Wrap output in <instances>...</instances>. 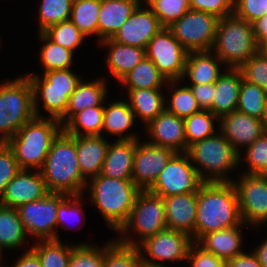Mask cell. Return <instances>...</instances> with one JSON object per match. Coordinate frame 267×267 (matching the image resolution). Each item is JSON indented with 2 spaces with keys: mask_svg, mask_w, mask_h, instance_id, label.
Masks as SVG:
<instances>
[{
  "mask_svg": "<svg viewBox=\"0 0 267 267\" xmlns=\"http://www.w3.org/2000/svg\"><path fill=\"white\" fill-rule=\"evenodd\" d=\"M195 242L204 234L242 222L238 195L232 182H204L197 191Z\"/></svg>",
  "mask_w": 267,
  "mask_h": 267,
  "instance_id": "obj_1",
  "label": "cell"
},
{
  "mask_svg": "<svg viewBox=\"0 0 267 267\" xmlns=\"http://www.w3.org/2000/svg\"><path fill=\"white\" fill-rule=\"evenodd\" d=\"M137 1H138L139 3H142L141 0H137ZM144 1H145L144 3H146L148 0H144Z\"/></svg>",
  "mask_w": 267,
  "mask_h": 267,
  "instance_id": "obj_61",
  "label": "cell"
},
{
  "mask_svg": "<svg viewBox=\"0 0 267 267\" xmlns=\"http://www.w3.org/2000/svg\"><path fill=\"white\" fill-rule=\"evenodd\" d=\"M121 235L123 237L121 236L117 240L125 245L137 246L144 266L150 267H165V265L159 263L161 260L173 262L186 260L189 248L193 243L192 238L188 234L168 228L145 238L142 242H135L130 236ZM142 250L150 259L144 256Z\"/></svg>",
  "mask_w": 267,
  "mask_h": 267,
  "instance_id": "obj_9",
  "label": "cell"
},
{
  "mask_svg": "<svg viewBox=\"0 0 267 267\" xmlns=\"http://www.w3.org/2000/svg\"><path fill=\"white\" fill-rule=\"evenodd\" d=\"M109 145L102 135L76 136L78 165L85 180L100 174Z\"/></svg>",
  "mask_w": 267,
  "mask_h": 267,
  "instance_id": "obj_22",
  "label": "cell"
},
{
  "mask_svg": "<svg viewBox=\"0 0 267 267\" xmlns=\"http://www.w3.org/2000/svg\"><path fill=\"white\" fill-rule=\"evenodd\" d=\"M242 72L239 68H228L215 82L214 102L209 110L218 118L230 114L237 109Z\"/></svg>",
  "mask_w": 267,
  "mask_h": 267,
  "instance_id": "obj_23",
  "label": "cell"
},
{
  "mask_svg": "<svg viewBox=\"0 0 267 267\" xmlns=\"http://www.w3.org/2000/svg\"><path fill=\"white\" fill-rule=\"evenodd\" d=\"M242 224L244 227L245 223L242 221L234 227L206 233L196 243L205 251L213 253L225 261L231 259L243 253L240 250L242 244Z\"/></svg>",
  "mask_w": 267,
  "mask_h": 267,
  "instance_id": "obj_27",
  "label": "cell"
},
{
  "mask_svg": "<svg viewBox=\"0 0 267 267\" xmlns=\"http://www.w3.org/2000/svg\"><path fill=\"white\" fill-rule=\"evenodd\" d=\"M192 267H226V261L205 251L196 242L191 244L187 259Z\"/></svg>",
  "mask_w": 267,
  "mask_h": 267,
  "instance_id": "obj_51",
  "label": "cell"
},
{
  "mask_svg": "<svg viewBox=\"0 0 267 267\" xmlns=\"http://www.w3.org/2000/svg\"><path fill=\"white\" fill-rule=\"evenodd\" d=\"M51 41L74 51L84 40L83 33L70 21L53 25L43 32Z\"/></svg>",
  "mask_w": 267,
  "mask_h": 267,
  "instance_id": "obj_43",
  "label": "cell"
},
{
  "mask_svg": "<svg viewBox=\"0 0 267 267\" xmlns=\"http://www.w3.org/2000/svg\"><path fill=\"white\" fill-rule=\"evenodd\" d=\"M260 51L267 56V41L260 47Z\"/></svg>",
  "mask_w": 267,
  "mask_h": 267,
  "instance_id": "obj_59",
  "label": "cell"
},
{
  "mask_svg": "<svg viewBox=\"0 0 267 267\" xmlns=\"http://www.w3.org/2000/svg\"><path fill=\"white\" fill-rule=\"evenodd\" d=\"M212 52H188L183 78H190L191 84L215 83L222 74L219 64L223 62Z\"/></svg>",
  "mask_w": 267,
  "mask_h": 267,
  "instance_id": "obj_29",
  "label": "cell"
},
{
  "mask_svg": "<svg viewBox=\"0 0 267 267\" xmlns=\"http://www.w3.org/2000/svg\"><path fill=\"white\" fill-rule=\"evenodd\" d=\"M163 201L167 228L188 234L195 243L197 193L163 197Z\"/></svg>",
  "mask_w": 267,
  "mask_h": 267,
  "instance_id": "obj_20",
  "label": "cell"
},
{
  "mask_svg": "<svg viewBox=\"0 0 267 267\" xmlns=\"http://www.w3.org/2000/svg\"><path fill=\"white\" fill-rule=\"evenodd\" d=\"M20 170L13 150L7 143H0V200L7 184Z\"/></svg>",
  "mask_w": 267,
  "mask_h": 267,
  "instance_id": "obj_48",
  "label": "cell"
},
{
  "mask_svg": "<svg viewBox=\"0 0 267 267\" xmlns=\"http://www.w3.org/2000/svg\"><path fill=\"white\" fill-rule=\"evenodd\" d=\"M35 117L33 89L27 76L0 85V143H7Z\"/></svg>",
  "mask_w": 267,
  "mask_h": 267,
  "instance_id": "obj_7",
  "label": "cell"
},
{
  "mask_svg": "<svg viewBox=\"0 0 267 267\" xmlns=\"http://www.w3.org/2000/svg\"><path fill=\"white\" fill-rule=\"evenodd\" d=\"M26 234L17 208L0 204V247L16 249L24 244Z\"/></svg>",
  "mask_w": 267,
  "mask_h": 267,
  "instance_id": "obj_33",
  "label": "cell"
},
{
  "mask_svg": "<svg viewBox=\"0 0 267 267\" xmlns=\"http://www.w3.org/2000/svg\"><path fill=\"white\" fill-rule=\"evenodd\" d=\"M2 249L3 248L0 247V260H1V256H2ZM0 263H1V261H0Z\"/></svg>",
  "mask_w": 267,
  "mask_h": 267,
  "instance_id": "obj_60",
  "label": "cell"
},
{
  "mask_svg": "<svg viewBox=\"0 0 267 267\" xmlns=\"http://www.w3.org/2000/svg\"><path fill=\"white\" fill-rule=\"evenodd\" d=\"M226 267H263L260 264L257 254L252 251L248 254L243 252L238 256H234L231 259L226 260Z\"/></svg>",
  "mask_w": 267,
  "mask_h": 267,
  "instance_id": "obj_54",
  "label": "cell"
},
{
  "mask_svg": "<svg viewBox=\"0 0 267 267\" xmlns=\"http://www.w3.org/2000/svg\"><path fill=\"white\" fill-rule=\"evenodd\" d=\"M187 55L188 52L166 27L149 41L146 48V56L167 81L180 82L185 72Z\"/></svg>",
  "mask_w": 267,
  "mask_h": 267,
  "instance_id": "obj_13",
  "label": "cell"
},
{
  "mask_svg": "<svg viewBox=\"0 0 267 267\" xmlns=\"http://www.w3.org/2000/svg\"><path fill=\"white\" fill-rule=\"evenodd\" d=\"M239 69L245 81L267 91V56L261 51L250 57Z\"/></svg>",
  "mask_w": 267,
  "mask_h": 267,
  "instance_id": "obj_47",
  "label": "cell"
},
{
  "mask_svg": "<svg viewBox=\"0 0 267 267\" xmlns=\"http://www.w3.org/2000/svg\"><path fill=\"white\" fill-rule=\"evenodd\" d=\"M30 169H21L7 184L0 204L18 208L28 202H34L46 196L49 191L46 188L42 173H31Z\"/></svg>",
  "mask_w": 267,
  "mask_h": 267,
  "instance_id": "obj_18",
  "label": "cell"
},
{
  "mask_svg": "<svg viewBox=\"0 0 267 267\" xmlns=\"http://www.w3.org/2000/svg\"><path fill=\"white\" fill-rule=\"evenodd\" d=\"M192 10L203 11L218 18L234 14V0H189Z\"/></svg>",
  "mask_w": 267,
  "mask_h": 267,
  "instance_id": "obj_50",
  "label": "cell"
},
{
  "mask_svg": "<svg viewBox=\"0 0 267 267\" xmlns=\"http://www.w3.org/2000/svg\"><path fill=\"white\" fill-rule=\"evenodd\" d=\"M136 145L137 139L110 143L100 174L116 179H132Z\"/></svg>",
  "mask_w": 267,
  "mask_h": 267,
  "instance_id": "obj_24",
  "label": "cell"
},
{
  "mask_svg": "<svg viewBox=\"0 0 267 267\" xmlns=\"http://www.w3.org/2000/svg\"><path fill=\"white\" fill-rule=\"evenodd\" d=\"M16 261L13 267H42L37 254L31 248Z\"/></svg>",
  "mask_w": 267,
  "mask_h": 267,
  "instance_id": "obj_56",
  "label": "cell"
},
{
  "mask_svg": "<svg viewBox=\"0 0 267 267\" xmlns=\"http://www.w3.org/2000/svg\"><path fill=\"white\" fill-rule=\"evenodd\" d=\"M75 246L63 245L60 239H54L40 240L31 249L37 254L42 267H68Z\"/></svg>",
  "mask_w": 267,
  "mask_h": 267,
  "instance_id": "obj_36",
  "label": "cell"
},
{
  "mask_svg": "<svg viewBox=\"0 0 267 267\" xmlns=\"http://www.w3.org/2000/svg\"><path fill=\"white\" fill-rule=\"evenodd\" d=\"M151 141L148 143L168 147L175 152H186L184 118L168 112L166 109L146 125Z\"/></svg>",
  "mask_w": 267,
  "mask_h": 267,
  "instance_id": "obj_19",
  "label": "cell"
},
{
  "mask_svg": "<svg viewBox=\"0 0 267 267\" xmlns=\"http://www.w3.org/2000/svg\"><path fill=\"white\" fill-rule=\"evenodd\" d=\"M105 245L97 248L90 244H76L68 267H104Z\"/></svg>",
  "mask_w": 267,
  "mask_h": 267,
  "instance_id": "obj_46",
  "label": "cell"
},
{
  "mask_svg": "<svg viewBox=\"0 0 267 267\" xmlns=\"http://www.w3.org/2000/svg\"><path fill=\"white\" fill-rule=\"evenodd\" d=\"M139 141L137 139L132 181L141 191H148L176 152L168 147Z\"/></svg>",
  "mask_w": 267,
  "mask_h": 267,
  "instance_id": "obj_16",
  "label": "cell"
},
{
  "mask_svg": "<svg viewBox=\"0 0 267 267\" xmlns=\"http://www.w3.org/2000/svg\"><path fill=\"white\" fill-rule=\"evenodd\" d=\"M82 195H67L59 204H58V211H57V227L70 221L69 219L77 220V218H82L80 214L81 211V204L79 202ZM72 199V201H71ZM81 216V217H80ZM76 218V219H75ZM68 225V224H67Z\"/></svg>",
  "mask_w": 267,
  "mask_h": 267,
  "instance_id": "obj_52",
  "label": "cell"
},
{
  "mask_svg": "<svg viewBox=\"0 0 267 267\" xmlns=\"http://www.w3.org/2000/svg\"><path fill=\"white\" fill-rule=\"evenodd\" d=\"M66 196L63 193L49 192L39 200L20 205L17 210L26 233L37 237L38 240H59L57 234L58 204Z\"/></svg>",
  "mask_w": 267,
  "mask_h": 267,
  "instance_id": "obj_12",
  "label": "cell"
},
{
  "mask_svg": "<svg viewBox=\"0 0 267 267\" xmlns=\"http://www.w3.org/2000/svg\"><path fill=\"white\" fill-rule=\"evenodd\" d=\"M177 82L167 81L147 56L120 80L127 89H160L164 83L172 87Z\"/></svg>",
  "mask_w": 267,
  "mask_h": 267,
  "instance_id": "obj_32",
  "label": "cell"
},
{
  "mask_svg": "<svg viewBox=\"0 0 267 267\" xmlns=\"http://www.w3.org/2000/svg\"><path fill=\"white\" fill-rule=\"evenodd\" d=\"M245 159L248 170L243 172L253 175H267V133L246 147Z\"/></svg>",
  "mask_w": 267,
  "mask_h": 267,
  "instance_id": "obj_44",
  "label": "cell"
},
{
  "mask_svg": "<svg viewBox=\"0 0 267 267\" xmlns=\"http://www.w3.org/2000/svg\"><path fill=\"white\" fill-rule=\"evenodd\" d=\"M212 50L228 68H240L260 51L252 23L235 14L219 19Z\"/></svg>",
  "mask_w": 267,
  "mask_h": 267,
  "instance_id": "obj_6",
  "label": "cell"
},
{
  "mask_svg": "<svg viewBox=\"0 0 267 267\" xmlns=\"http://www.w3.org/2000/svg\"><path fill=\"white\" fill-rule=\"evenodd\" d=\"M161 89H127L128 104L135 117L139 116L146 125L166 109Z\"/></svg>",
  "mask_w": 267,
  "mask_h": 267,
  "instance_id": "obj_30",
  "label": "cell"
},
{
  "mask_svg": "<svg viewBox=\"0 0 267 267\" xmlns=\"http://www.w3.org/2000/svg\"><path fill=\"white\" fill-rule=\"evenodd\" d=\"M101 0H74L70 21L85 37L95 34L98 36V18Z\"/></svg>",
  "mask_w": 267,
  "mask_h": 267,
  "instance_id": "obj_35",
  "label": "cell"
},
{
  "mask_svg": "<svg viewBox=\"0 0 267 267\" xmlns=\"http://www.w3.org/2000/svg\"><path fill=\"white\" fill-rule=\"evenodd\" d=\"M106 45L110 52L106 58V64L112 75L120 81L146 56V49L125 45L113 41L111 38L99 41Z\"/></svg>",
  "mask_w": 267,
  "mask_h": 267,
  "instance_id": "obj_28",
  "label": "cell"
},
{
  "mask_svg": "<svg viewBox=\"0 0 267 267\" xmlns=\"http://www.w3.org/2000/svg\"><path fill=\"white\" fill-rule=\"evenodd\" d=\"M261 123L263 125L264 133H267V100H266V104H265V109H264L263 117L261 119Z\"/></svg>",
  "mask_w": 267,
  "mask_h": 267,
  "instance_id": "obj_58",
  "label": "cell"
},
{
  "mask_svg": "<svg viewBox=\"0 0 267 267\" xmlns=\"http://www.w3.org/2000/svg\"><path fill=\"white\" fill-rule=\"evenodd\" d=\"M219 19L190 9L168 28L187 52L211 51Z\"/></svg>",
  "mask_w": 267,
  "mask_h": 267,
  "instance_id": "obj_10",
  "label": "cell"
},
{
  "mask_svg": "<svg viewBox=\"0 0 267 267\" xmlns=\"http://www.w3.org/2000/svg\"><path fill=\"white\" fill-rule=\"evenodd\" d=\"M134 122L135 115L127 101L112 102L109 106H104L102 136L106 131L112 135H119L118 140L138 139L135 134L127 133L122 136L124 132L132 128Z\"/></svg>",
  "mask_w": 267,
  "mask_h": 267,
  "instance_id": "obj_31",
  "label": "cell"
},
{
  "mask_svg": "<svg viewBox=\"0 0 267 267\" xmlns=\"http://www.w3.org/2000/svg\"><path fill=\"white\" fill-rule=\"evenodd\" d=\"M186 153L192 163L198 164L193 166L203 182H232L226 173L237 168L242 158L221 132L190 145Z\"/></svg>",
  "mask_w": 267,
  "mask_h": 267,
  "instance_id": "obj_5",
  "label": "cell"
},
{
  "mask_svg": "<svg viewBox=\"0 0 267 267\" xmlns=\"http://www.w3.org/2000/svg\"><path fill=\"white\" fill-rule=\"evenodd\" d=\"M26 76L30 80L33 89L36 117H42L38 113L37 106L38 99L41 98L43 99L42 108L49 113L48 117L58 120L65 114L69 97L81 80V77H78L70 69L44 72L42 78L36 74H27Z\"/></svg>",
  "mask_w": 267,
  "mask_h": 267,
  "instance_id": "obj_8",
  "label": "cell"
},
{
  "mask_svg": "<svg viewBox=\"0 0 267 267\" xmlns=\"http://www.w3.org/2000/svg\"><path fill=\"white\" fill-rule=\"evenodd\" d=\"M169 103L170 106L167 105L166 110L181 118H186L201 111L189 86L177 87V89L174 88Z\"/></svg>",
  "mask_w": 267,
  "mask_h": 267,
  "instance_id": "obj_45",
  "label": "cell"
},
{
  "mask_svg": "<svg viewBox=\"0 0 267 267\" xmlns=\"http://www.w3.org/2000/svg\"><path fill=\"white\" fill-rule=\"evenodd\" d=\"M219 121L220 132L239 153V147H248L264 133L260 119L238 110L220 117Z\"/></svg>",
  "mask_w": 267,
  "mask_h": 267,
  "instance_id": "obj_21",
  "label": "cell"
},
{
  "mask_svg": "<svg viewBox=\"0 0 267 267\" xmlns=\"http://www.w3.org/2000/svg\"><path fill=\"white\" fill-rule=\"evenodd\" d=\"M39 35L41 41L46 42L40 51V61L44 66V72L70 69L73 51L54 43L44 33H39Z\"/></svg>",
  "mask_w": 267,
  "mask_h": 267,
  "instance_id": "obj_40",
  "label": "cell"
},
{
  "mask_svg": "<svg viewBox=\"0 0 267 267\" xmlns=\"http://www.w3.org/2000/svg\"><path fill=\"white\" fill-rule=\"evenodd\" d=\"M107 96L105 80L83 82L80 80L75 91L69 97L65 114L59 119L64 126L76 113L91 107L104 106Z\"/></svg>",
  "mask_w": 267,
  "mask_h": 267,
  "instance_id": "obj_26",
  "label": "cell"
},
{
  "mask_svg": "<svg viewBox=\"0 0 267 267\" xmlns=\"http://www.w3.org/2000/svg\"><path fill=\"white\" fill-rule=\"evenodd\" d=\"M234 14L253 23L267 14V0H234Z\"/></svg>",
  "mask_w": 267,
  "mask_h": 267,
  "instance_id": "obj_49",
  "label": "cell"
},
{
  "mask_svg": "<svg viewBox=\"0 0 267 267\" xmlns=\"http://www.w3.org/2000/svg\"><path fill=\"white\" fill-rule=\"evenodd\" d=\"M197 100L201 110H210L214 102L215 83L212 84H191L189 86Z\"/></svg>",
  "mask_w": 267,
  "mask_h": 267,
  "instance_id": "obj_53",
  "label": "cell"
},
{
  "mask_svg": "<svg viewBox=\"0 0 267 267\" xmlns=\"http://www.w3.org/2000/svg\"><path fill=\"white\" fill-rule=\"evenodd\" d=\"M140 3L137 0H101L99 41L112 38Z\"/></svg>",
  "mask_w": 267,
  "mask_h": 267,
  "instance_id": "obj_25",
  "label": "cell"
},
{
  "mask_svg": "<svg viewBox=\"0 0 267 267\" xmlns=\"http://www.w3.org/2000/svg\"><path fill=\"white\" fill-rule=\"evenodd\" d=\"M234 184L239 211L245 225L258 226L267 222V175L242 173Z\"/></svg>",
  "mask_w": 267,
  "mask_h": 267,
  "instance_id": "obj_15",
  "label": "cell"
},
{
  "mask_svg": "<svg viewBox=\"0 0 267 267\" xmlns=\"http://www.w3.org/2000/svg\"><path fill=\"white\" fill-rule=\"evenodd\" d=\"M103 116L104 106L86 108L76 113L63 130L71 136L102 135Z\"/></svg>",
  "mask_w": 267,
  "mask_h": 267,
  "instance_id": "obj_34",
  "label": "cell"
},
{
  "mask_svg": "<svg viewBox=\"0 0 267 267\" xmlns=\"http://www.w3.org/2000/svg\"><path fill=\"white\" fill-rule=\"evenodd\" d=\"M253 251L257 254L260 264L263 267H267V239Z\"/></svg>",
  "mask_w": 267,
  "mask_h": 267,
  "instance_id": "obj_57",
  "label": "cell"
},
{
  "mask_svg": "<svg viewBox=\"0 0 267 267\" xmlns=\"http://www.w3.org/2000/svg\"><path fill=\"white\" fill-rule=\"evenodd\" d=\"M266 100V90L243 79L241 82L238 106L236 110L261 120Z\"/></svg>",
  "mask_w": 267,
  "mask_h": 267,
  "instance_id": "obj_37",
  "label": "cell"
},
{
  "mask_svg": "<svg viewBox=\"0 0 267 267\" xmlns=\"http://www.w3.org/2000/svg\"><path fill=\"white\" fill-rule=\"evenodd\" d=\"M147 5L162 27L168 28L190 10L189 0H148Z\"/></svg>",
  "mask_w": 267,
  "mask_h": 267,
  "instance_id": "obj_42",
  "label": "cell"
},
{
  "mask_svg": "<svg viewBox=\"0 0 267 267\" xmlns=\"http://www.w3.org/2000/svg\"><path fill=\"white\" fill-rule=\"evenodd\" d=\"M74 0H41L39 7V33L69 20Z\"/></svg>",
  "mask_w": 267,
  "mask_h": 267,
  "instance_id": "obj_41",
  "label": "cell"
},
{
  "mask_svg": "<svg viewBox=\"0 0 267 267\" xmlns=\"http://www.w3.org/2000/svg\"><path fill=\"white\" fill-rule=\"evenodd\" d=\"M203 183L187 153L176 152L148 191L163 198L197 193Z\"/></svg>",
  "mask_w": 267,
  "mask_h": 267,
  "instance_id": "obj_11",
  "label": "cell"
},
{
  "mask_svg": "<svg viewBox=\"0 0 267 267\" xmlns=\"http://www.w3.org/2000/svg\"><path fill=\"white\" fill-rule=\"evenodd\" d=\"M63 130L58 119L35 117L8 142L21 169H41L53 140Z\"/></svg>",
  "mask_w": 267,
  "mask_h": 267,
  "instance_id": "obj_4",
  "label": "cell"
},
{
  "mask_svg": "<svg viewBox=\"0 0 267 267\" xmlns=\"http://www.w3.org/2000/svg\"><path fill=\"white\" fill-rule=\"evenodd\" d=\"M214 120L219 118L209 110H201L184 118L187 149L190 145L214 135Z\"/></svg>",
  "mask_w": 267,
  "mask_h": 267,
  "instance_id": "obj_38",
  "label": "cell"
},
{
  "mask_svg": "<svg viewBox=\"0 0 267 267\" xmlns=\"http://www.w3.org/2000/svg\"><path fill=\"white\" fill-rule=\"evenodd\" d=\"M163 27L156 15L140 3L119 31L111 38L115 42L146 49L149 41Z\"/></svg>",
  "mask_w": 267,
  "mask_h": 267,
  "instance_id": "obj_17",
  "label": "cell"
},
{
  "mask_svg": "<svg viewBox=\"0 0 267 267\" xmlns=\"http://www.w3.org/2000/svg\"><path fill=\"white\" fill-rule=\"evenodd\" d=\"M104 267H144L137 246L120 243L117 239L105 245Z\"/></svg>",
  "mask_w": 267,
  "mask_h": 267,
  "instance_id": "obj_39",
  "label": "cell"
},
{
  "mask_svg": "<svg viewBox=\"0 0 267 267\" xmlns=\"http://www.w3.org/2000/svg\"><path fill=\"white\" fill-rule=\"evenodd\" d=\"M40 171L49 192L82 195L88 183L78 165L76 136L62 130L53 140Z\"/></svg>",
  "mask_w": 267,
  "mask_h": 267,
  "instance_id": "obj_2",
  "label": "cell"
},
{
  "mask_svg": "<svg viewBox=\"0 0 267 267\" xmlns=\"http://www.w3.org/2000/svg\"><path fill=\"white\" fill-rule=\"evenodd\" d=\"M255 39L261 47L267 41V14L252 23Z\"/></svg>",
  "mask_w": 267,
  "mask_h": 267,
  "instance_id": "obj_55",
  "label": "cell"
},
{
  "mask_svg": "<svg viewBox=\"0 0 267 267\" xmlns=\"http://www.w3.org/2000/svg\"><path fill=\"white\" fill-rule=\"evenodd\" d=\"M165 229L167 226L163 198L149 191H141L135 200L129 219L118 232L127 234L131 230L137 233L139 241L142 242L145 238Z\"/></svg>",
  "mask_w": 267,
  "mask_h": 267,
  "instance_id": "obj_14",
  "label": "cell"
},
{
  "mask_svg": "<svg viewBox=\"0 0 267 267\" xmlns=\"http://www.w3.org/2000/svg\"><path fill=\"white\" fill-rule=\"evenodd\" d=\"M91 203L94 204L110 229L119 231L129 219L141 190L132 179H116L99 174L90 179Z\"/></svg>",
  "mask_w": 267,
  "mask_h": 267,
  "instance_id": "obj_3",
  "label": "cell"
}]
</instances>
